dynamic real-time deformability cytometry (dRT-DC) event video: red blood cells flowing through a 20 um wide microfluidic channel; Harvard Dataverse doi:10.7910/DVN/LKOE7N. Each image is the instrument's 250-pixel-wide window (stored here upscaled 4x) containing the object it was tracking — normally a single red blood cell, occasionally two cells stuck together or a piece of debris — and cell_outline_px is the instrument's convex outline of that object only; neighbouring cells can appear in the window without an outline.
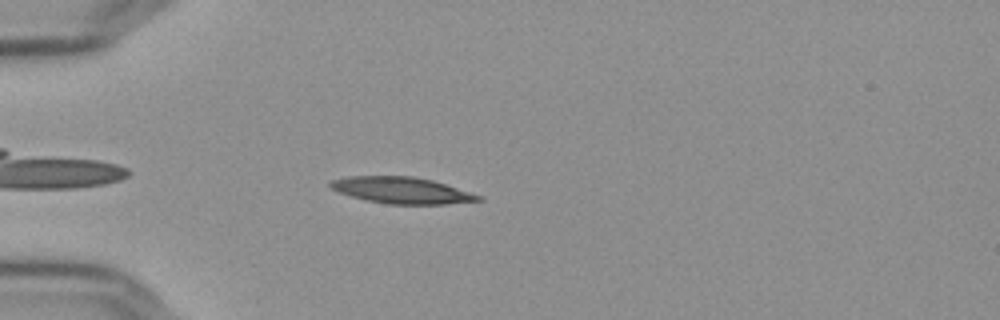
{"species": "Egyptian fruit bat (a non-hibernating species)", "species_latin": "Rousettus aegyptiacus", "temperature_condition": "cold", "stored_images_in_passage": 45, "camera_frame_rate_fps": 3000, "um_per_image_px": 0.085, "frame": {"image": 1, "passage_image": 5, "time_ms": 1.333, "image_size_px": [1000, 320], "cell_outline_px": [[484, 200], [444, 204], [388, 204], [368, 200], [352, 196], [340, 192], [332, 188], [328, 184], [332, 180], [348, 176], [412, 176], [432, 180], [484, 196]], "centroid_in_image_um": [34.19, 16.17], "position_along_channel_um": 50.8, "area_um2": 22.6}}
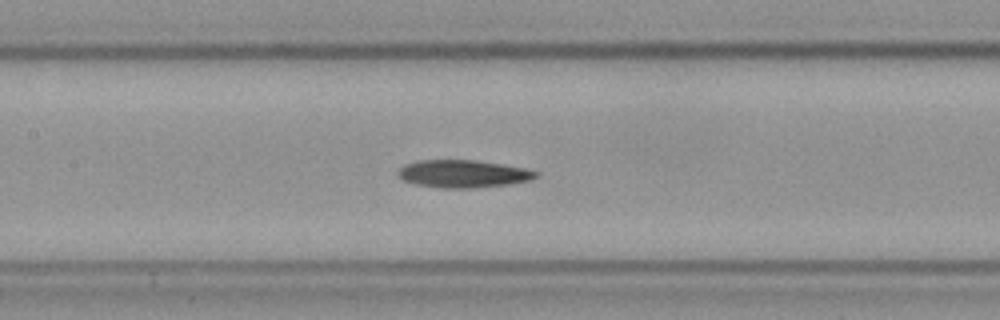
{"frame": {"image": 2, "passage_image": 16, "time_ms": 5.0, "image_size_px": [1000, 320], "cell_outline_px": [[540, 172], [532, 180], [508, 184], [476, 188], [440, 188], [416, 184], [404, 180], [396, 176], [396, 172], [404, 164], [420, 160], [472, 160], [500, 164], [524, 168]], "centroid_in_image_um": [39.33, 14.78], "position_along_channel_um": 168.1, "area_um2": 22.2}}
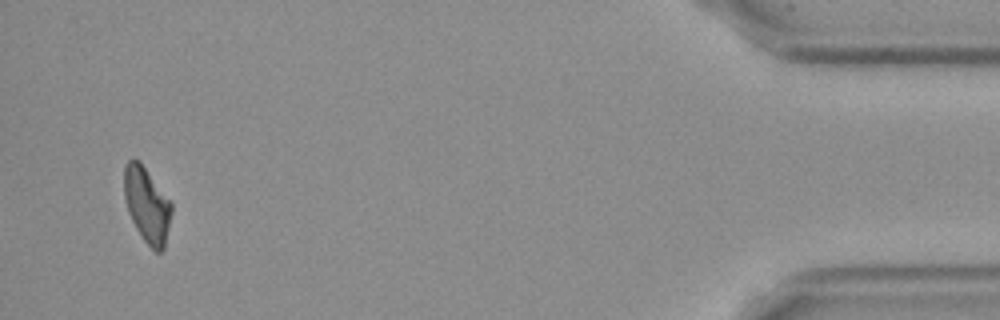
{"frame": {"image": 3, "passage_image": 43, "time_ms": 14.0, "image_size_px": [1000, 320], "cell_outline_px": [[172, 212], [164, 248], [160, 252], [156, 252], [144, 240], [136, 228], [128, 212], [124, 196], [124, 164], [128, 160], [140, 160], [172, 204]], "centroid_in_image_um": [12.48, 17.4], "position_along_channel_um": 422.7, "area_um2": 20.63}, "authors_computed_cell_mechanics": {"area_um2": 22.0218, "velocity_mm_per_s": 3.6412, "shape_relaxation_time_tau1_ms": 10.1381, "shape_relaxation_time_tau2_ms": null, "deformation_change_tau1": 0.2559, "deformation_change_tau2": null}}